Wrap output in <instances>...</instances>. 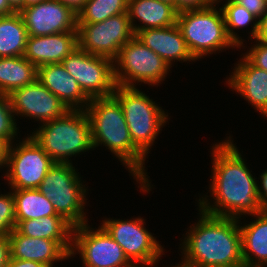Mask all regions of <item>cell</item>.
Instances as JSON below:
<instances>
[{"label": "cell", "instance_id": "obj_1", "mask_svg": "<svg viewBox=\"0 0 267 267\" xmlns=\"http://www.w3.org/2000/svg\"><path fill=\"white\" fill-rule=\"evenodd\" d=\"M228 135L210 146L212 174L207 190L210 194H200L196 201L198 208L210 215L242 219L264 209L258 196L257 177Z\"/></svg>", "mask_w": 267, "mask_h": 267}, {"label": "cell", "instance_id": "obj_2", "mask_svg": "<svg viewBox=\"0 0 267 267\" xmlns=\"http://www.w3.org/2000/svg\"><path fill=\"white\" fill-rule=\"evenodd\" d=\"M197 210L198 221L180 238L181 262L191 267H244L239 219Z\"/></svg>", "mask_w": 267, "mask_h": 267}, {"label": "cell", "instance_id": "obj_3", "mask_svg": "<svg viewBox=\"0 0 267 267\" xmlns=\"http://www.w3.org/2000/svg\"><path fill=\"white\" fill-rule=\"evenodd\" d=\"M85 112L90 122L94 150L99 146L110 150L130 173L129 176H133L135 184H139L140 192L150 194L155 185L145 169L148 157L133 144L119 101L113 95L93 98Z\"/></svg>", "mask_w": 267, "mask_h": 267}, {"label": "cell", "instance_id": "obj_4", "mask_svg": "<svg viewBox=\"0 0 267 267\" xmlns=\"http://www.w3.org/2000/svg\"><path fill=\"white\" fill-rule=\"evenodd\" d=\"M38 126L29 135L55 163L73 164L70 158L94 150L85 110H68Z\"/></svg>", "mask_w": 267, "mask_h": 267}, {"label": "cell", "instance_id": "obj_5", "mask_svg": "<svg viewBox=\"0 0 267 267\" xmlns=\"http://www.w3.org/2000/svg\"><path fill=\"white\" fill-rule=\"evenodd\" d=\"M139 87L116 86L112 94L120 103L133 144L147 157L170 117Z\"/></svg>", "mask_w": 267, "mask_h": 267}, {"label": "cell", "instance_id": "obj_6", "mask_svg": "<svg viewBox=\"0 0 267 267\" xmlns=\"http://www.w3.org/2000/svg\"><path fill=\"white\" fill-rule=\"evenodd\" d=\"M217 5V6H216ZM218 4L210 7L179 12L177 22L193 57L199 61L238 48L228 37L224 16Z\"/></svg>", "mask_w": 267, "mask_h": 267}, {"label": "cell", "instance_id": "obj_7", "mask_svg": "<svg viewBox=\"0 0 267 267\" xmlns=\"http://www.w3.org/2000/svg\"><path fill=\"white\" fill-rule=\"evenodd\" d=\"M81 176L74 164L54 163L37 188L51 200L57 214L74 227L89 222L85 205L89 203L87 194L90 189Z\"/></svg>", "mask_w": 267, "mask_h": 267}, {"label": "cell", "instance_id": "obj_8", "mask_svg": "<svg viewBox=\"0 0 267 267\" xmlns=\"http://www.w3.org/2000/svg\"><path fill=\"white\" fill-rule=\"evenodd\" d=\"M170 66L135 36L120 48L114 60L117 86L137 87L141 84L158 87L169 74Z\"/></svg>", "mask_w": 267, "mask_h": 267}, {"label": "cell", "instance_id": "obj_9", "mask_svg": "<svg viewBox=\"0 0 267 267\" xmlns=\"http://www.w3.org/2000/svg\"><path fill=\"white\" fill-rule=\"evenodd\" d=\"M143 217L130 219L105 218L101 225L121 246L128 260L135 267H157L165 255L164 246L153 236Z\"/></svg>", "mask_w": 267, "mask_h": 267}, {"label": "cell", "instance_id": "obj_10", "mask_svg": "<svg viewBox=\"0 0 267 267\" xmlns=\"http://www.w3.org/2000/svg\"><path fill=\"white\" fill-rule=\"evenodd\" d=\"M24 137H18L7 149L2 175L10 189H37L55 163L29 134Z\"/></svg>", "mask_w": 267, "mask_h": 267}, {"label": "cell", "instance_id": "obj_11", "mask_svg": "<svg viewBox=\"0 0 267 267\" xmlns=\"http://www.w3.org/2000/svg\"><path fill=\"white\" fill-rule=\"evenodd\" d=\"M77 254L84 267H135L101 225L93 228L85 223L74 227L70 258L73 260Z\"/></svg>", "mask_w": 267, "mask_h": 267}, {"label": "cell", "instance_id": "obj_12", "mask_svg": "<svg viewBox=\"0 0 267 267\" xmlns=\"http://www.w3.org/2000/svg\"><path fill=\"white\" fill-rule=\"evenodd\" d=\"M61 63L89 99L114 93L117 85L111 59L87 53L78 46Z\"/></svg>", "mask_w": 267, "mask_h": 267}, {"label": "cell", "instance_id": "obj_13", "mask_svg": "<svg viewBox=\"0 0 267 267\" xmlns=\"http://www.w3.org/2000/svg\"><path fill=\"white\" fill-rule=\"evenodd\" d=\"M78 46L87 53L114 61L120 48L129 42L135 33L129 15L122 13L97 23H77Z\"/></svg>", "mask_w": 267, "mask_h": 267}, {"label": "cell", "instance_id": "obj_14", "mask_svg": "<svg viewBox=\"0 0 267 267\" xmlns=\"http://www.w3.org/2000/svg\"><path fill=\"white\" fill-rule=\"evenodd\" d=\"M7 96L15 116L34 119L38 125L61 117L69 110L37 79L29 85L14 89Z\"/></svg>", "mask_w": 267, "mask_h": 267}, {"label": "cell", "instance_id": "obj_15", "mask_svg": "<svg viewBox=\"0 0 267 267\" xmlns=\"http://www.w3.org/2000/svg\"><path fill=\"white\" fill-rule=\"evenodd\" d=\"M28 36L77 30V13L57 0H46L19 11Z\"/></svg>", "mask_w": 267, "mask_h": 267}, {"label": "cell", "instance_id": "obj_16", "mask_svg": "<svg viewBox=\"0 0 267 267\" xmlns=\"http://www.w3.org/2000/svg\"><path fill=\"white\" fill-rule=\"evenodd\" d=\"M226 85L240 95L262 117L267 118V72L253 66L244 56L234 64Z\"/></svg>", "mask_w": 267, "mask_h": 267}, {"label": "cell", "instance_id": "obj_17", "mask_svg": "<svg viewBox=\"0 0 267 267\" xmlns=\"http://www.w3.org/2000/svg\"><path fill=\"white\" fill-rule=\"evenodd\" d=\"M8 235L12 259L36 261L48 267H56L57 262L71 259L72 241L24 236L15 228Z\"/></svg>", "mask_w": 267, "mask_h": 267}, {"label": "cell", "instance_id": "obj_18", "mask_svg": "<svg viewBox=\"0 0 267 267\" xmlns=\"http://www.w3.org/2000/svg\"><path fill=\"white\" fill-rule=\"evenodd\" d=\"M135 37L158 54L172 68L179 61H197L190 52L178 25L138 31Z\"/></svg>", "mask_w": 267, "mask_h": 267}, {"label": "cell", "instance_id": "obj_19", "mask_svg": "<svg viewBox=\"0 0 267 267\" xmlns=\"http://www.w3.org/2000/svg\"><path fill=\"white\" fill-rule=\"evenodd\" d=\"M78 47V31L46 36H28L24 57L37 68L61 63Z\"/></svg>", "mask_w": 267, "mask_h": 267}, {"label": "cell", "instance_id": "obj_20", "mask_svg": "<svg viewBox=\"0 0 267 267\" xmlns=\"http://www.w3.org/2000/svg\"><path fill=\"white\" fill-rule=\"evenodd\" d=\"M37 80L56 95L69 110H85L90 103V99L62 63L38 67Z\"/></svg>", "mask_w": 267, "mask_h": 267}, {"label": "cell", "instance_id": "obj_21", "mask_svg": "<svg viewBox=\"0 0 267 267\" xmlns=\"http://www.w3.org/2000/svg\"><path fill=\"white\" fill-rule=\"evenodd\" d=\"M248 216L254 218L249 223L238 218L244 267H267V209Z\"/></svg>", "mask_w": 267, "mask_h": 267}, {"label": "cell", "instance_id": "obj_22", "mask_svg": "<svg viewBox=\"0 0 267 267\" xmlns=\"http://www.w3.org/2000/svg\"><path fill=\"white\" fill-rule=\"evenodd\" d=\"M127 12L135 34L145 29L173 26L178 15L172 5L159 0H128Z\"/></svg>", "mask_w": 267, "mask_h": 267}, {"label": "cell", "instance_id": "obj_23", "mask_svg": "<svg viewBox=\"0 0 267 267\" xmlns=\"http://www.w3.org/2000/svg\"><path fill=\"white\" fill-rule=\"evenodd\" d=\"M217 4L219 6L222 5L220 6V8L224 16L228 37L240 50L246 49V47L244 46V42L246 40L238 35L239 33L236 31H238L239 29L241 30L249 28L248 26L252 25L251 30L247 32V37L249 38L247 40L254 41L258 33L259 19L251 14L248 10H246L243 6L235 3L233 0H217Z\"/></svg>", "mask_w": 267, "mask_h": 267}, {"label": "cell", "instance_id": "obj_24", "mask_svg": "<svg viewBox=\"0 0 267 267\" xmlns=\"http://www.w3.org/2000/svg\"><path fill=\"white\" fill-rule=\"evenodd\" d=\"M15 229L24 236L53 241H72L74 226L62 216L20 221Z\"/></svg>", "mask_w": 267, "mask_h": 267}, {"label": "cell", "instance_id": "obj_25", "mask_svg": "<svg viewBox=\"0 0 267 267\" xmlns=\"http://www.w3.org/2000/svg\"><path fill=\"white\" fill-rule=\"evenodd\" d=\"M36 79L37 67L24 56L0 57V93L8 95Z\"/></svg>", "mask_w": 267, "mask_h": 267}, {"label": "cell", "instance_id": "obj_26", "mask_svg": "<svg viewBox=\"0 0 267 267\" xmlns=\"http://www.w3.org/2000/svg\"><path fill=\"white\" fill-rule=\"evenodd\" d=\"M15 199L16 225L20 221L60 216L50 199L38 189H11Z\"/></svg>", "mask_w": 267, "mask_h": 267}, {"label": "cell", "instance_id": "obj_27", "mask_svg": "<svg viewBox=\"0 0 267 267\" xmlns=\"http://www.w3.org/2000/svg\"><path fill=\"white\" fill-rule=\"evenodd\" d=\"M28 33L19 12L0 16V57L24 56Z\"/></svg>", "mask_w": 267, "mask_h": 267}, {"label": "cell", "instance_id": "obj_28", "mask_svg": "<svg viewBox=\"0 0 267 267\" xmlns=\"http://www.w3.org/2000/svg\"><path fill=\"white\" fill-rule=\"evenodd\" d=\"M128 0H87L77 12V23H97L127 13Z\"/></svg>", "mask_w": 267, "mask_h": 267}, {"label": "cell", "instance_id": "obj_29", "mask_svg": "<svg viewBox=\"0 0 267 267\" xmlns=\"http://www.w3.org/2000/svg\"><path fill=\"white\" fill-rule=\"evenodd\" d=\"M17 121L19 120L13 113L8 96L0 93V140L8 146L17 140L21 132Z\"/></svg>", "mask_w": 267, "mask_h": 267}, {"label": "cell", "instance_id": "obj_30", "mask_svg": "<svg viewBox=\"0 0 267 267\" xmlns=\"http://www.w3.org/2000/svg\"><path fill=\"white\" fill-rule=\"evenodd\" d=\"M15 227V199L9 189V192L0 194V235H8Z\"/></svg>", "mask_w": 267, "mask_h": 267}, {"label": "cell", "instance_id": "obj_31", "mask_svg": "<svg viewBox=\"0 0 267 267\" xmlns=\"http://www.w3.org/2000/svg\"><path fill=\"white\" fill-rule=\"evenodd\" d=\"M251 43L247 51L243 55L253 66L263 69L267 72V44L262 43L256 39ZM252 43H254L252 45Z\"/></svg>", "mask_w": 267, "mask_h": 267}, {"label": "cell", "instance_id": "obj_32", "mask_svg": "<svg viewBox=\"0 0 267 267\" xmlns=\"http://www.w3.org/2000/svg\"><path fill=\"white\" fill-rule=\"evenodd\" d=\"M217 4V0H174V9L179 13L186 10L203 9Z\"/></svg>", "mask_w": 267, "mask_h": 267}, {"label": "cell", "instance_id": "obj_33", "mask_svg": "<svg viewBox=\"0 0 267 267\" xmlns=\"http://www.w3.org/2000/svg\"><path fill=\"white\" fill-rule=\"evenodd\" d=\"M243 6L259 20L267 13V0H233Z\"/></svg>", "mask_w": 267, "mask_h": 267}, {"label": "cell", "instance_id": "obj_34", "mask_svg": "<svg viewBox=\"0 0 267 267\" xmlns=\"http://www.w3.org/2000/svg\"><path fill=\"white\" fill-rule=\"evenodd\" d=\"M260 174V178L258 177L260 181H257L258 196L263 209H267V169Z\"/></svg>", "mask_w": 267, "mask_h": 267}, {"label": "cell", "instance_id": "obj_35", "mask_svg": "<svg viewBox=\"0 0 267 267\" xmlns=\"http://www.w3.org/2000/svg\"><path fill=\"white\" fill-rule=\"evenodd\" d=\"M10 258L9 235H0V267H6Z\"/></svg>", "mask_w": 267, "mask_h": 267}, {"label": "cell", "instance_id": "obj_36", "mask_svg": "<svg viewBox=\"0 0 267 267\" xmlns=\"http://www.w3.org/2000/svg\"><path fill=\"white\" fill-rule=\"evenodd\" d=\"M6 267H48V266L36 261L10 258Z\"/></svg>", "mask_w": 267, "mask_h": 267}, {"label": "cell", "instance_id": "obj_37", "mask_svg": "<svg viewBox=\"0 0 267 267\" xmlns=\"http://www.w3.org/2000/svg\"><path fill=\"white\" fill-rule=\"evenodd\" d=\"M255 39L267 44V13L259 20L258 33Z\"/></svg>", "mask_w": 267, "mask_h": 267}, {"label": "cell", "instance_id": "obj_38", "mask_svg": "<svg viewBox=\"0 0 267 267\" xmlns=\"http://www.w3.org/2000/svg\"><path fill=\"white\" fill-rule=\"evenodd\" d=\"M70 7L75 13H77L86 3L87 0H57Z\"/></svg>", "mask_w": 267, "mask_h": 267}, {"label": "cell", "instance_id": "obj_39", "mask_svg": "<svg viewBox=\"0 0 267 267\" xmlns=\"http://www.w3.org/2000/svg\"><path fill=\"white\" fill-rule=\"evenodd\" d=\"M7 149L8 145L4 141L0 140V169L2 170L6 168Z\"/></svg>", "mask_w": 267, "mask_h": 267}, {"label": "cell", "instance_id": "obj_40", "mask_svg": "<svg viewBox=\"0 0 267 267\" xmlns=\"http://www.w3.org/2000/svg\"><path fill=\"white\" fill-rule=\"evenodd\" d=\"M16 12L9 4L7 0H0V16L10 15Z\"/></svg>", "mask_w": 267, "mask_h": 267}, {"label": "cell", "instance_id": "obj_41", "mask_svg": "<svg viewBox=\"0 0 267 267\" xmlns=\"http://www.w3.org/2000/svg\"><path fill=\"white\" fill-rule=\"evenodd\" d=\"M8 4L16 11L19 12L23 9V0H7Z\"/></svg>", "mask_w": 267, "mask_h": 267}, {"label": "cell", "instance_id": "obj_42", "mask_svg": "<svg viewBox=\"0 0 267 267\" xmlns=\"http://www.w3.org/2000/svg\"><path fill=\"white\" fill-rule=\"evenodd\" d=\"M42 1H46V0H23V9L28 6L38 4Z\"/></svg>", "mask_w": 267, "mask_h": 267}, {"label": "cell", "instance_id": "obj_43", "mask_svg": "<svg viewBox=\"0 0 267 267\" xmlns=\"http://www.w3.org/2000/svg\"><path fill=\"white\" fill-rule=\"evenodd\" d=\"M171 267H191V266L185 265L180 261L179 263H176L175 266L172 265Z\"/></svg>", "mask_w": 267, "mask_h": 267}, {"label": "cell", "instance_id": "obj_44", "mask_svg": "<svg viewBox=\"0 0 267 267\" xmlns=\"http://www.w3.org/2000/svg\"><path fill=\"white\" fill-rule=\"evenodd\" d=\"M159 1L167 3V4L172 5L174 7V0H159Z\"/></svg>", "mask_w": 267, "mask_h": 267}]
</instances>
